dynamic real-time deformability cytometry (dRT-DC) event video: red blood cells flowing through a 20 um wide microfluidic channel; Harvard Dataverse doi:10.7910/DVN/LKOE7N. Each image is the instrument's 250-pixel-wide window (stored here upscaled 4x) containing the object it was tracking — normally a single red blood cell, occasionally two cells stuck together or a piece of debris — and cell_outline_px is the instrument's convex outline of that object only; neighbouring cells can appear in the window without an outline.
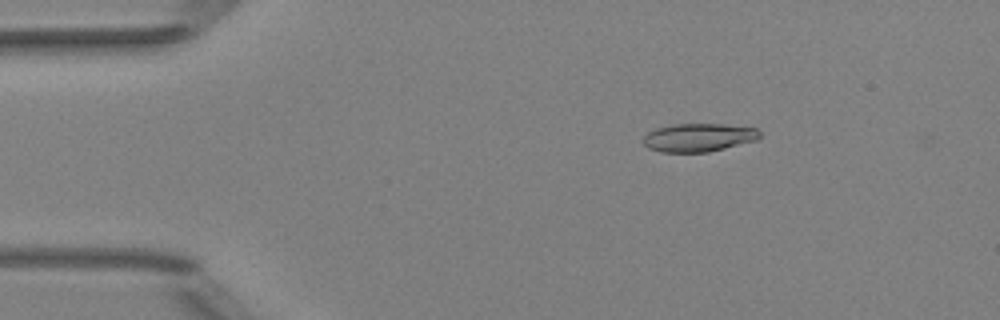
{"species": "Egyptian fruit bat (a non-hibernating species)", "species_latin": "Rousettus aegyptiacus", "temperature_condition": "room temperature", "stored_images_in_passage": 46, "camera_frame_rate_fps": 3000, "um_per_image_px": 0.085, "animal": {"sex": "female"}, "frame": {"image": 1, "passage_image": 3, "time_ms": 0.667, "image_size_px": [1000, 320], "cell_outline_px": [[760, 136], [756, 140], [708, 152], [660, 152], [648, 148], [644, 144], [644, 136], [648, 132], [656, 128], [672, 124], [724, 124], [756, 128], [760, 132]], "centroid_in_image_um": [59.36, 11.68], "position_along_channel_um": 25.6, "area_um2": 19.13}}
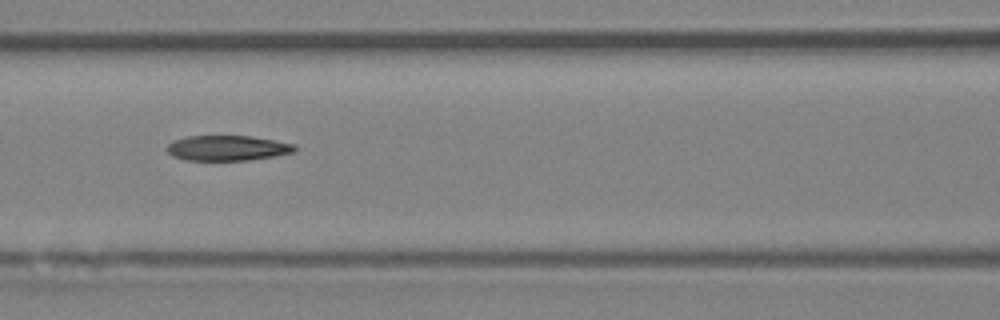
{"frame": {"image": 2, "passage_image": 17, "time_ms": 5.333, "image_size_px": [1000, 320], "cell_outline_px": [[296, 152], [276, 156], [248, 160], [184, 160], [172, 156], [168, 152], [168, 144], [172, 140], [188, 136], [252, 136], [296, 144]], "centroid_in_image_um": [19.36, 12.58], "position_along_channel_um": 147.2, "area_um2": 18.9}}
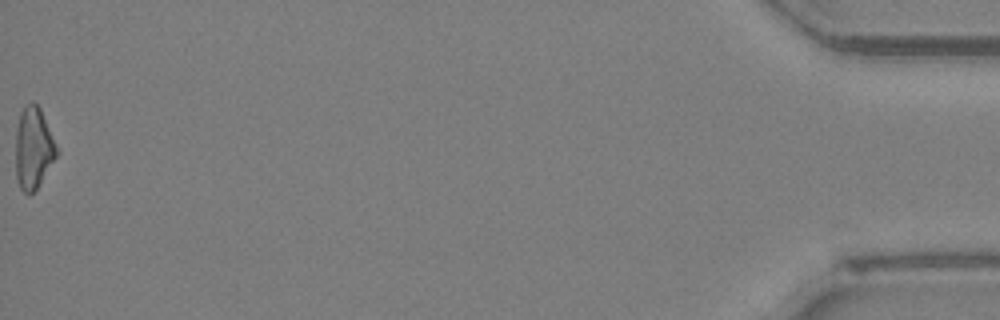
{"frame": {"image": 3, "passage_image": 46, "time_ms": 15.0, "image_size_px": [1000, 320], "cell_outline_px": [[60, 152], [36, 188], [28, 196], [20, 188], [16, 176], [16, 128], [20, 112], [24, 104], [32, 100], [40, 108]], "centroid_in_image_um": [2.84, 12.55], "position_along_channel_um": 432.4, "area_um2": 19.65}}